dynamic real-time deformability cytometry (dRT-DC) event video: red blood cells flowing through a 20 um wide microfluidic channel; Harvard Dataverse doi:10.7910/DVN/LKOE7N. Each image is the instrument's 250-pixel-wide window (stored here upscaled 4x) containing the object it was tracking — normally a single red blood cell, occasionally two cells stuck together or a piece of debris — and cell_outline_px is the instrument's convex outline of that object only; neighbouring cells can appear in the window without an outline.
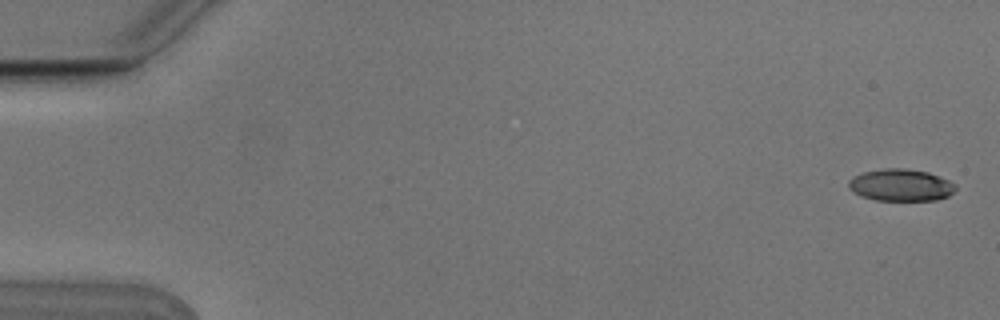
{"species": "Egyptian fruit bat (a non-hibernating species)", "species_latin": "Rousettus aegyptiacus", "temperature_condition": "cold", "stored_images_in_passage": 5, "segment_of_instrument_passage": [2, 2], "camera_frame_rate_fps": 3000, "um_per_image_px": 0.085, "animal": {"sex": "male"}, "frame": {"image": 1, "passage_image": 5, "time_ms": 1.333, "image_size_px": [1000, 320], "cell_outline_px": [[956, 188], [948, 196], [936, 200], [876, 200], [860, 196], [848, 188], [848, 180], [852, 176], [864, 172], [884, 168], [904, 168], [928, 172], [948, 180], [956, 184]], "centroid_in_image_um": [76.54, 15.73], "position_along_channel_um": 8.5, "area_um2": 20.0}}